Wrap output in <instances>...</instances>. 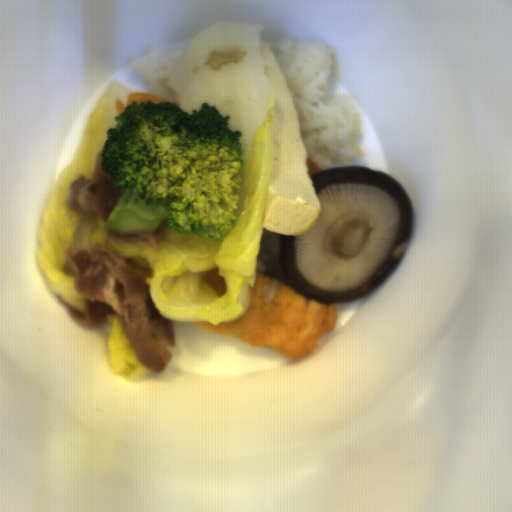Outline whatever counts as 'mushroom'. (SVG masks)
Returning a JSON list of instances; mask_svg holds the SVG:
<instances>
[{
	"instance_id": "mushroom-1",
	"label": "mushroom",
	"mask_w": 512,
	"mask_h": 512,
	"mask_svg": "<svg viewBox=\"0 0 512 512\" xmlns=\"http://www.w3.org/2000/svg\"><path fill=\"white\" fill-rule=\"evenodd\" d=\"M320 213L307 234L280 235L287 282L323 302L352 301L377 289L400 263L413 226L403 185L382 170L338 166L310 175Z\"/></svg>"
}]
</instances>
